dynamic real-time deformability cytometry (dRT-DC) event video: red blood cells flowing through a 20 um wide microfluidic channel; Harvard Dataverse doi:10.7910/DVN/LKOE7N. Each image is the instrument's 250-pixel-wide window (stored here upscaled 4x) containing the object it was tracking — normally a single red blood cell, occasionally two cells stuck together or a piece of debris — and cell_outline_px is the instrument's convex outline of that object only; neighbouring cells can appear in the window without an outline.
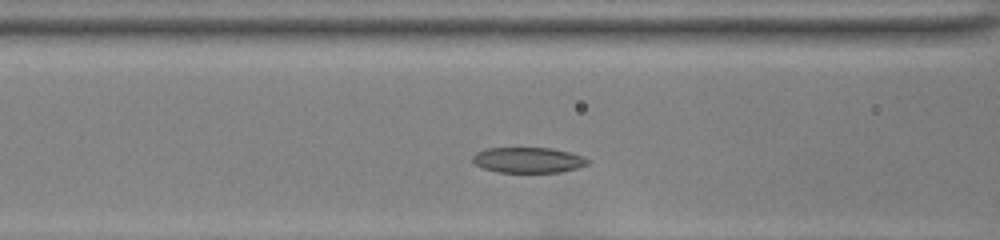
{"species": "common noctule bat (a hibernating species)", "species_latin": "Nyctalus noctula", "temperature_condition": "room temperature", "stored_images_in_passage": 33, "camera_frame_rate_fps": 3000, "um_per_image_px": 0.085, "animal": {"sex": "female", "body_mass_g": 22.0, "forearm_length_mm": 56.7}, "frame": {"image": 1, "passage_image": 8, "time_ms": 2.333, "image_size_px": [1000, 240], "cell_outline_px": [[588, 164], [576, 168], [560, 172], [500, 172], [484, 168], [476, 164], [472, 160], [472, 156], [476, 152], [488, 148], [548, 148], [568, 152], [580, 156], [588, 160]], "centroid_in_image_um": [44.85, 13.6], "position_along_channel_um": 121.7, "area_um2": 16.76}}
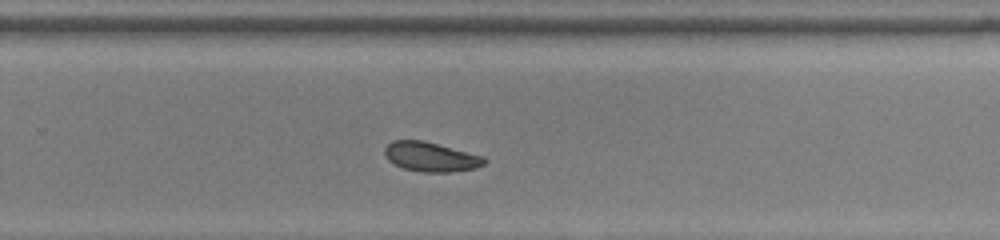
{"frame": {"image": 2, "passage_image": 21, "time_ms": 6.667, "image_size_px": [1000, 240], "cell_outline_px": [[488, 160], [484, 164], [472, 168], [452, 172], [424, 172], [404, 168], [388, 160], [384, 152], [384, 148], [392, 140], [420, 140], [484, 156]], "centroid_in_image_um": [36.61, 13.33], "position_along_channel_um": 293.2, "area_um2": 16.82}}
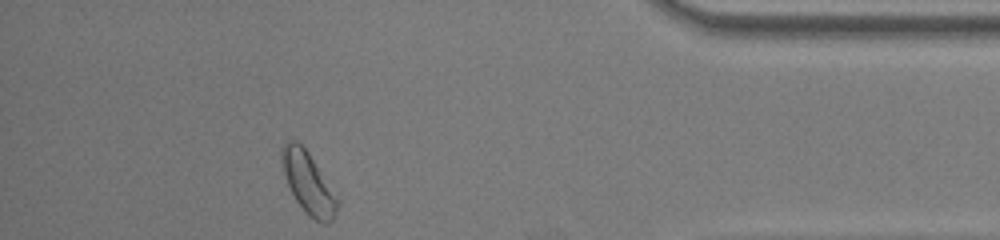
{"frame": {"image": 3, "passage_image": 32, "time_ms": 10.333, "image_size_px": [1000, 240], "cell_outline_px": [[336, 208], [332, 220], [328, 224], [324, 224], [316, 220], [296, 200], [288, 184], [284, 172], [280, 152], [280, 148], [288, 140], [296, 140], [308, 152], [336, 200]], "centroid_in_image_um": [26.13, 15.5], "position_along_channel_um": 409.1, "area_um2": 18.5}, "authors_computed_cell_mechanics": {"area_um2": 17.1666, "velocity_mm_per_s": 3.9663, "shape_relaxation_time_tau1_ms": 4.3954, "shape_relaxation_time_tau2_ms": null, "deformation_change_tau1": 0.1157, "deformation_change_tau2": null}}